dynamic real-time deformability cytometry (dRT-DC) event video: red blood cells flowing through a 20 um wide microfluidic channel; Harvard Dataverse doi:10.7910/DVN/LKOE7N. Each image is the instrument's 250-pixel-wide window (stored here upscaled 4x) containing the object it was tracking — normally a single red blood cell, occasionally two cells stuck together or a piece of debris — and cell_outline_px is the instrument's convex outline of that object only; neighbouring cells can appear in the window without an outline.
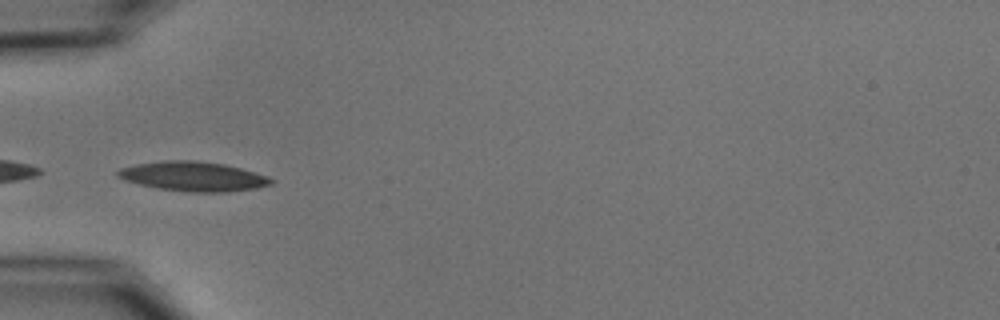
{"species": "common noctule bat (a hibernating species)", "species_latin": "Nyctalus noctula", "temperature_condition": "cold", "stored_images_in_passage": 10, "camera_frame_rate_fps": 3000, "um_per_image_px": 0.085, "animal": {"sex": "male", "body_mass_g": 15.6}, "frame": {"image": 1, "passage_image": 5, "time_ms": 5.333, "image_size_px": [1000, 320], "cell_outline_px": [[276, 180], [272, 184], [256, 188], [228, 192], [192, 192], [156, 188], [124, 180], [116, 176], [116, 172], [120, 168], [136, 164], [164, 160], [196, 160], [224, 164], [240, 168], [268, 176]], "centroid_in_image_um": [16.43, 14.99], "position_along_channel_um": 68.6, "area_um2": 26.47}}
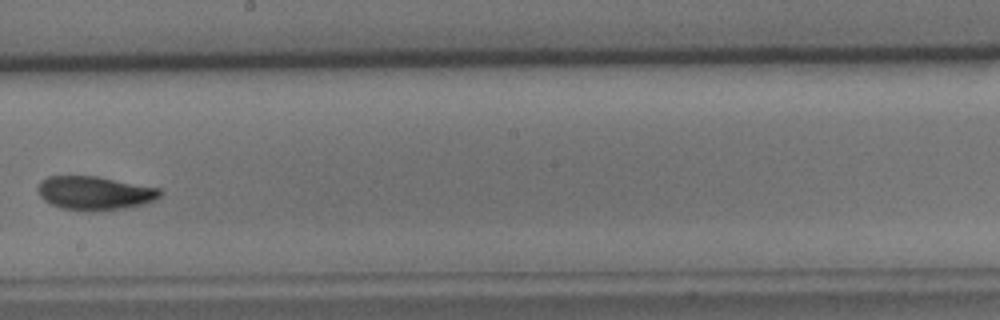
{"frame": {"image": 2, "passage_image": 9, "time_ms": 10.0, "image_size_px": [1000, 320], "cell_outline_px": [[164, 192], [156, 200], [144, 204], [124, 208], [92, 212], [60, 208], [44, 200], [36, 192], [36, 188], [40, 180], [48, 176], [96, 176], [160, 188]], "centroid_in_image_um": [8.04, 16.41], "position_along_channel_um": 240.2, "area_um2": 24.33}}
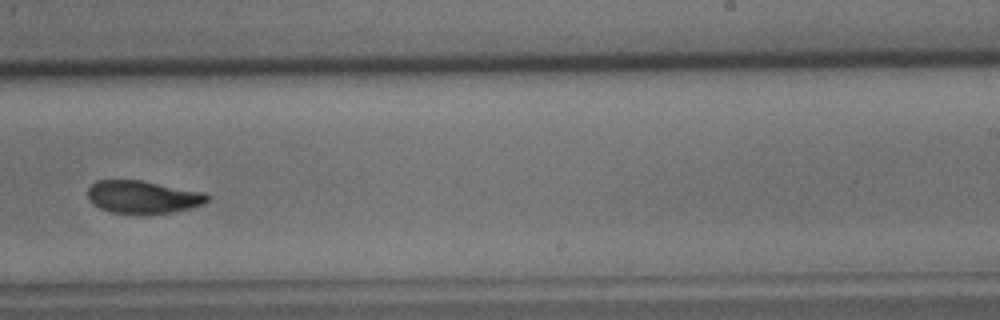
{"frame": {"image": 3, "passage_image": 10, "time_ms": 11.0, "image_size_px": [1000, 320], "cell_outline_px": [[208, 200], [204, 204], [192, 208], [144, 216], [112, 212], [100, 208], [88, 200], [88, 188], [96, 180], [140, 180], [204, 192], [208, 196]], "centroid_in_image_um": [12.13, 16.76], "position_along_channel_um": 276.9, "area_um2": 23.12}}